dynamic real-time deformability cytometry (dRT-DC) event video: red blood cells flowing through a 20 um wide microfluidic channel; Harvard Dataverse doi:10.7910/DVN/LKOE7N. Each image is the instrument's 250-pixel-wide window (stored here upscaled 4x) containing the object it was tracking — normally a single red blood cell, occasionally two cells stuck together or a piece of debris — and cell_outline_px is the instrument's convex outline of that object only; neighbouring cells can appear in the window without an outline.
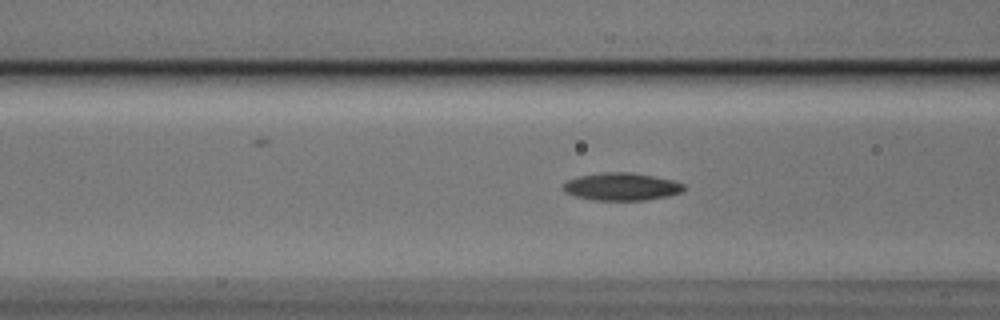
{"species": "Egyptian fruit bat (a non-hibernating species)", "species_latin": "Rousettus aegyptiacus", "temperature_condition": "cold", "stored_images_in_passage": 38, "camera_frame_rate_fps": 3000, "um_per_image_px": 0.085, "animal": {"sex": "male"}, "frame": {"image": 1, "passage_image": 9, "time_ms": 2.667, "image_size_px": [1000, 320], "cell_outline_px": [[684, 192], [668, 196], [644, 200], [592, 200], [576, 196], [564, 192], [564, 184], [568, 180], [580, 176], [600, 172], [632, 172], [672, 180], [684, 184]], "centroid_in_image_um": [52.85, 15.86], "position_along_channel_um": 113.8, "area_um2": 19.36}}
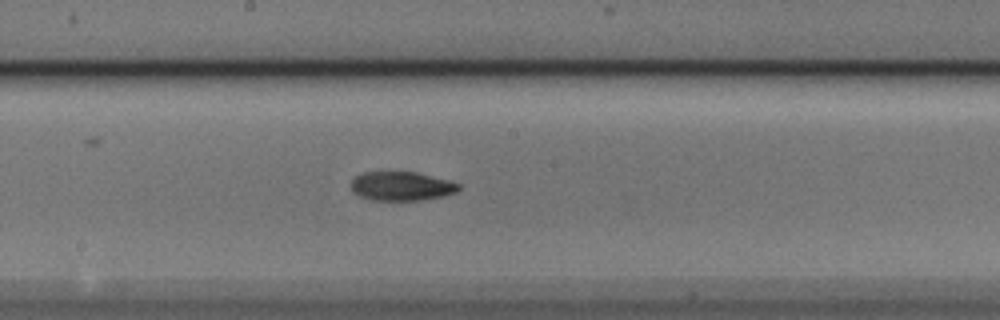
{"frame": {"image": 2, "passage_image": 17, "time_ms": 5.333, "image_size_px": [1000, 320], "cell_outline_px": [[460, 188], [456, 192], [444, 196], [420, 200], [368, 200], [352, 192], [352, 180], [356, 176], [364, 172], [416, 172], [448, 180], [460, 184]], "centroid_in_image_um": [34.12, 15.83], "position_along_channel_um": 214.1, "area_um2": 18.15}}
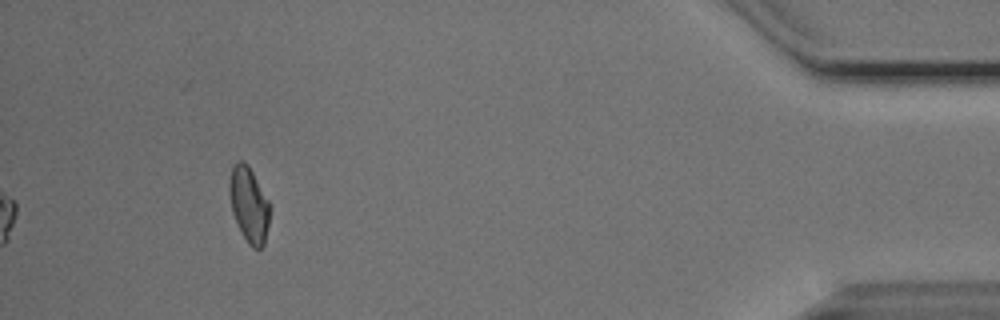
{"frame": {"image": 3, "passage_image": 38, "time_ms": 12.333, "image_size_px": [1000, 320], "cell_outline_px": [[268, 224], [264, 244], [260, 248], [252, 248], [248, 244], [240, 232], [232, 212], [228, 184], [232, 168], [240, 160], [248, 164], [268, 200]], "centroid_in_image_um": [21.13, 17.41], "position_along_channel_um": 414.1, "area_um2": 17.4}, "authors_computed_cell_mechanics": {"area_um2": 18.3804, "velocity_mm_per_s": 3.7605, "shape_relaxation_time_tau1_ms": null, "shape_relaxation_time_tau2_ms": 6.1395, "deformation_change_tau1": null, "deformation_change_tau2": 0.1151}}